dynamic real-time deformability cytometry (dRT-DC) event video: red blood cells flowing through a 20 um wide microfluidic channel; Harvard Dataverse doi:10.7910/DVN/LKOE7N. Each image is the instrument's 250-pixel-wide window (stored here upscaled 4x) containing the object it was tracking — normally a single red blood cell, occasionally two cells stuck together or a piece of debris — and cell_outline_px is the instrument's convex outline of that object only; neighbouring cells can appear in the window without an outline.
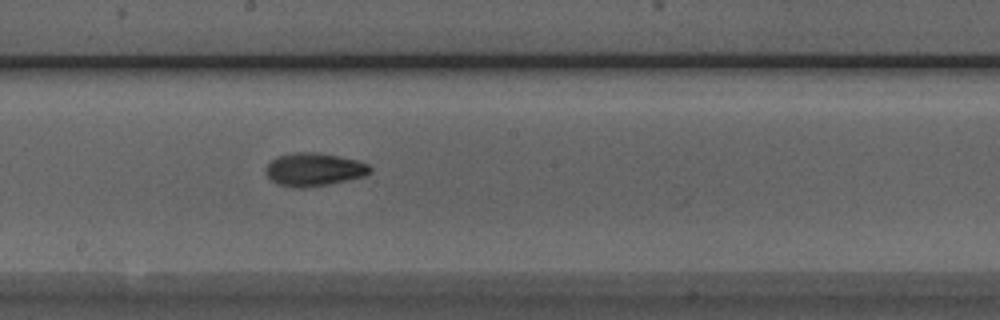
{"species": "Egyptian fruit bat (a non-hibernating species)", "species_latin": "Rousettus aegyptiacus", "temperature_condition": "room temperature", "stored_images_in_passage": 6, "camera_frame_rate_fps": 3000, "um_per_image_px": 0.085, "animal": {"sex": "male"}, "frame": {"image": 1, "passage_image": 6, "time_ms": 5.667, "image_size_px": [1000, 320], "cell_outline_px": [[372, 172], [364, 176], [328, 184], [300, 188], [296, 188], [276, 184], [264, 172], [268, 164], [276, 156], [292, 152], [316, 152], [356, 160], [368, 164], [372, 168]], "centroid_in_image_um": [26.66, 14.4], "position_along_channel_um": 221.5, "area_um2": 20.06}}